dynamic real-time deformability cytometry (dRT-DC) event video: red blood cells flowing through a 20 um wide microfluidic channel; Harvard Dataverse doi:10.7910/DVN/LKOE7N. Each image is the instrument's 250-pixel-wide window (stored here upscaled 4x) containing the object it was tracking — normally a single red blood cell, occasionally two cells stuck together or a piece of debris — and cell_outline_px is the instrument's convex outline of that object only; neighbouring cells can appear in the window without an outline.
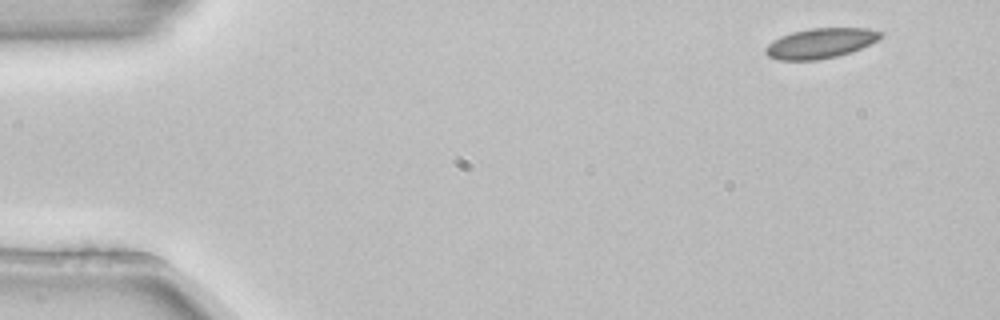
{"species": "common noctule bat (a hibernating species)", "species_latin": "Nyctalus noctula", "temperature_condition": "room temperature", "stored_images_in_passage": 4, "camera_frame_rate_fps": 3000, "um_per_image_px": 0.085, "animal": {"sex": "female", "body_mass_g": 22.7, "forearm_length_mm": 54.2}, "frame": {"image": 1, "passage_image": 1, "time_ms": 0.0, "image_size_px": [1000, 320], "cell_outline_px": [[884, 32], [876, 40], [860, 48], [836, 56], [816, 60], [776, 60], [768, 56], [764, 52], [764, 48], [772, 40], [780, 36], [792, 32], [812, 28], [868, 28]], "centroid_in_image_um": [69.67, 3.67], "position_along_channel_um": 15.3, "area_um2": 20.0}}
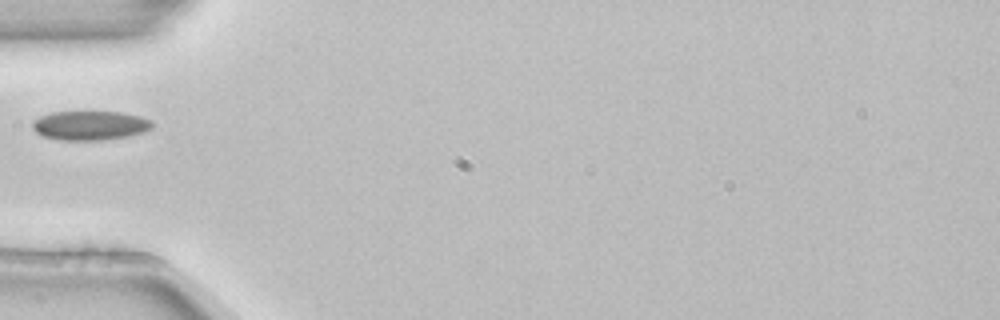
{"frame": {"image": 2, "passage_image": 4, "time_ms": 1.0, "image_size_px": [1000, 320], "cell_outline_px": [[152, 128], [144, 132], [128, 136], [104, 140], [60, 140], [44, 136], [36, 132], [32, 128], [32, 120], [40, 116], [52, 112], [120, 112], [140, 116], [152, 120]], "centroid_in_image_um": [7.65, 10.66], "position_along_channel_um": 77.4, "area_um2": 20.46}}